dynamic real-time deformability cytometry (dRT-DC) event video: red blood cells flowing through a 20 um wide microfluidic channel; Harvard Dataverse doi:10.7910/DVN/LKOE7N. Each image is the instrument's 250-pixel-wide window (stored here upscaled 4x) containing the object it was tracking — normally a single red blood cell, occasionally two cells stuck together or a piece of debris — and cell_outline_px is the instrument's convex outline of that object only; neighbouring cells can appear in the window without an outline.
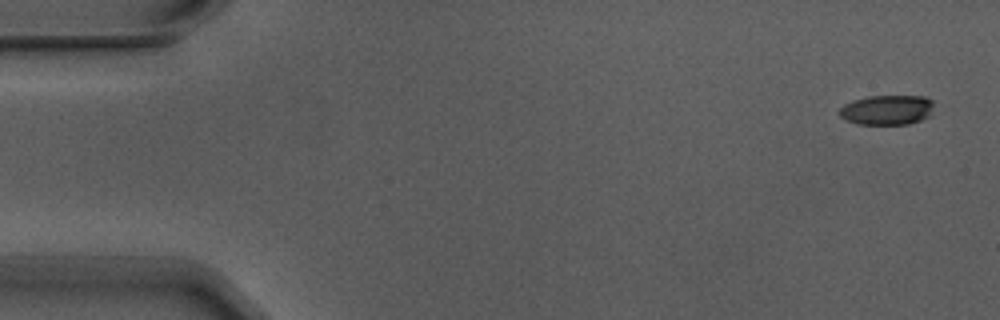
{"species": "Egyptian fruit bat (a non-hibernating species)", "species_latin": "Rousettus aegyptiacus", "temperature_condition": "warm", "stored_images_in_passage": 4, "camera_frame_rate_fps": 3000, "um_per_image_px": 0.085, "animal": {"sex": "male"}, "frame": {"image": 1, "passage_image": 1, "time_ms": 0.0, "image_size_px": [1000, 320], "cell_outline_px": [[932, 116], [908, 124], [856, 124], [840, 116], [840, 108], [844, 104], [852, 100], [868, 96], [924, 96], [932, 100]], "centroid_in_image_um": [75.41, 9.34], "position_along_channel_um": 9.6, "area_um2": 16.47}}